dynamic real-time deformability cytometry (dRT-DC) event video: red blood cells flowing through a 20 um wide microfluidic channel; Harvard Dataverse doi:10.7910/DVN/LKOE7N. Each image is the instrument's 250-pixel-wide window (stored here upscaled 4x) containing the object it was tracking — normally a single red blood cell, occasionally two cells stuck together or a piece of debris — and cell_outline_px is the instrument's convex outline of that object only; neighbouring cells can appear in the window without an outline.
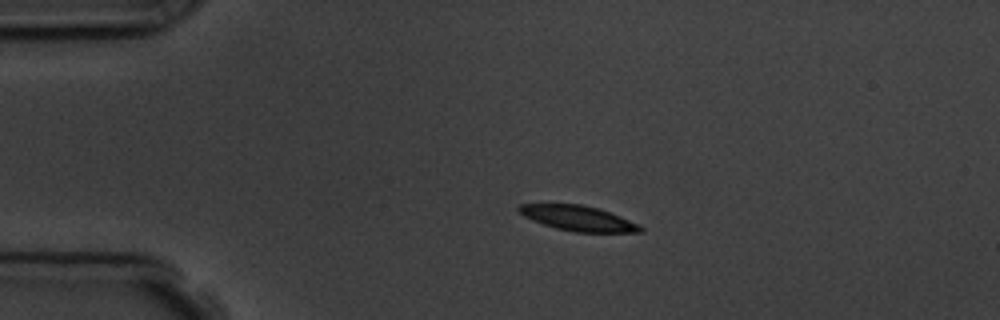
{"species": "common noctule bat (a hibernating species)", "species_latin": "Nyctalus noctula", "temperature_condition": "room temperature", "stored_images_in_passage": 5, "camera_frame_rate_fps": 3000, "um_per_image_px": 0.085, "animal": {"sex": "male", "body_mass_g": 19.5, "forearm_length_mm": 54.6}, "frame": {"image": 1, "passage_image": 3, "time_ms": 2.333, "image_size_px": [1000, 320], "cell_outline_px": [[644, 232], [576, 232], [556, 228], [532, 220], [524, 216], [516, 208], [520, 204], [580, 204], [600, 208], [640, 224], [644, 228]], "centroid_in_image_um": [49.18, 18.55], "position_along_channel_um": 35.8, "area_um2": 17.8}}
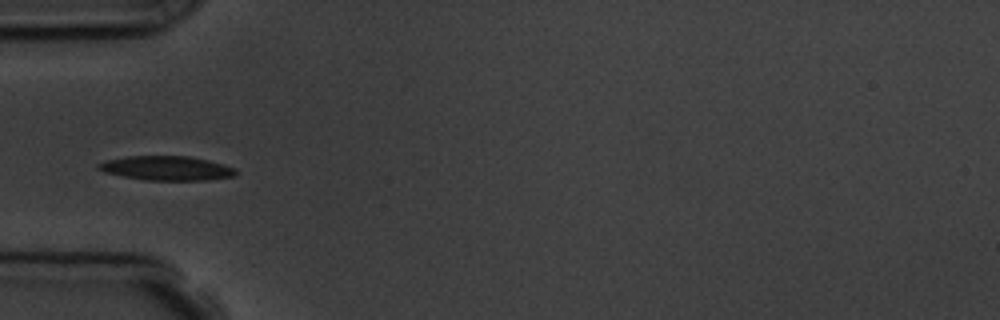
{"frame": {"image": 2, "passage_image": 5, "time_ms": 4.333, "image_size_px": [1000, 320], "cell_outline_px": [[236, 176], [204, 180], [144, 180], [104, 172], [96, 168], [96, 164], [108, 160], [128, 156], [188, 156], [208, 160], [236, 168]], "centroid_in_image_um": [14.16, 14.3], "position_along_channel_um": 70.8, "area_um2": 19.36}}